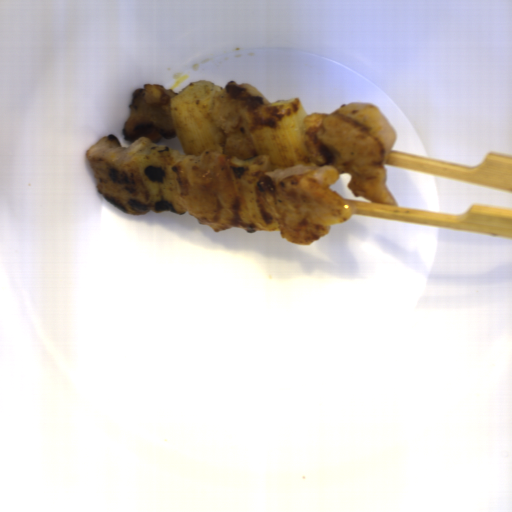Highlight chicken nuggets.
<instances>
[{"instance_id": "obj_1", "label": "chicken nuggets", "mask_w": 512, "mask_h": 512, "mask_svg": "<svg viewBox=\"0 0 512 512\" xmlns=\"http://www.w3.org/2000/svg\"><path fill=\"white\" fill-rule=\"evenodd\" d=\"M302 144L315 165L269 169L256 182L255 194L279 225L281 238L297 246L312 245L346 223L354 204L330 186L349 174L347 188L371 203L398 207L386 185L384 164L398 135L375 105L349 102L331 113H306Z\"/></svg>"}, {"instance_id": "obj_2", "label": "chicken nuggets", "mask_w": 512, "mask_h": 512, "mask_svg": "<svg viewBox=\"0 0 512 512\" xmlns=\"http://www.w3.org/2000/svg\"><path fill=\"white\" fill-rule=\"evenodd\" d=\"M265 103L272 102L252 83L228 81L216 91L207 113L208 121L223 134L221 153L207 149L201 155L185 154L170 167L178 182V205L216 233L244 229L238 191L226 162L230 157L249 160L258 155L245 112Z\"/></svg>"}, {"instance_id": "obj_3", "label": "chicken nuggets", "mask_w": 512, "mask_h": 512, "mask_svg": "<svg viewBox=\"0 0 512 512\" xmlns=\"http://www.w3.org/2000/svg\"><path fill=\"white\" fill-rule=\"evenodd\" d=\"M177 94L160 83H143V87L133 91L128 104L129 117L121 129L129 146H122L116 135L108 133L85 150L98 194L125 215L144 216L152 211L139 158L149 155L150 147L155 144L183 150L170 109L171 100Z\"/></svg>"}]
</instances>
